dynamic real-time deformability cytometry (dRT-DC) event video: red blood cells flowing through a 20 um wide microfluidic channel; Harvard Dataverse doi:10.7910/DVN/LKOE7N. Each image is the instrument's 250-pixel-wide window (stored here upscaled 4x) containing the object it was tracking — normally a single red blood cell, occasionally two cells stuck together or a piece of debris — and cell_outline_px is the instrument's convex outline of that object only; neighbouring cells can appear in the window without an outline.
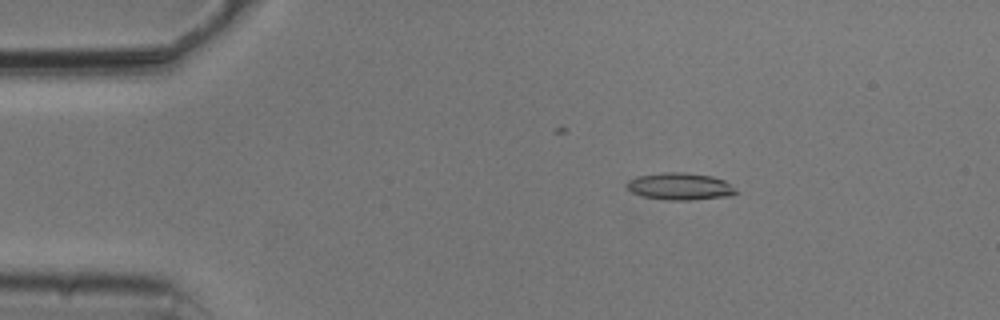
{"species": "common noctule bat (a hibernating species)", "species_latin": "Nyctalus noctula", "temperature_condition": "cold", "stored_images_in_passage": 43, "camera_frame_rate_fps": 3000, "um_per_image_px": 0.085, "animal": {"sex": "male", "body_mass_g": 20.5, "forearm_length_mm": 52.5}, "frame": {"image": 1, "passage_image": 5, "time_ms": 1.333, "image_size_px": [1000, 320], "cell_outline_px": [[740, 192], [732, 196], [692, 200], [668, 200], [644, 196], [632, 192], [624, 184], [628, 180], [640, 176], [660, 172], [684, 172], [712, 176], [724, 180]], "centroid_in_image_um": [57.84, 15.84], "position_along_channel_um": 27.2, "area_um2": 17.34}}
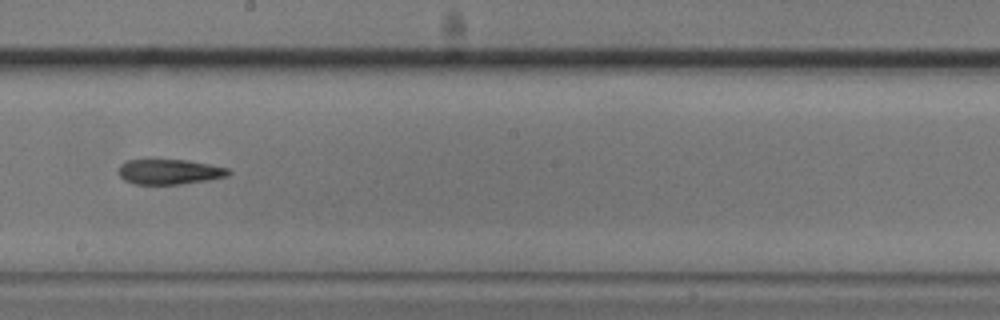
{"frame": {"image": 2, "passage_image": 26, "time_ms": 8.333, "image_size_px": [1000, 320], "cell_outline_px": [[232, 172], [228, 176], [208, 180], [180, 184], [132, 184], [124, 180], [120, 176], [120, 164], [128, 160], [188, 160], [228, 168]], "centroid_in_image_um": [14.42, 14.61], "position_along_channel_um": 233.8, "area_um2": 16.01}}
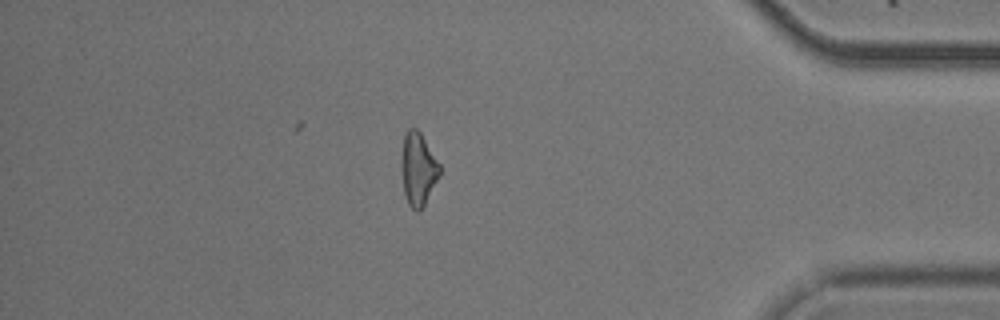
{"frame": {"image": 3, "passage_image": 42, "time_ms": 13.667, "image_size_px": [1000, 320], "cell_outline_px": [[440, 176], [424, 208], [416, 212], [408, 204], [404, 192], [400, 164], [404, 136], [408, 128], [416, 128], [420, 132], [440, 164]], "centroid_in_image_um": [35.55, 14.41], "position_along_channel_um": 399.7, "area_um2": 16.53}}